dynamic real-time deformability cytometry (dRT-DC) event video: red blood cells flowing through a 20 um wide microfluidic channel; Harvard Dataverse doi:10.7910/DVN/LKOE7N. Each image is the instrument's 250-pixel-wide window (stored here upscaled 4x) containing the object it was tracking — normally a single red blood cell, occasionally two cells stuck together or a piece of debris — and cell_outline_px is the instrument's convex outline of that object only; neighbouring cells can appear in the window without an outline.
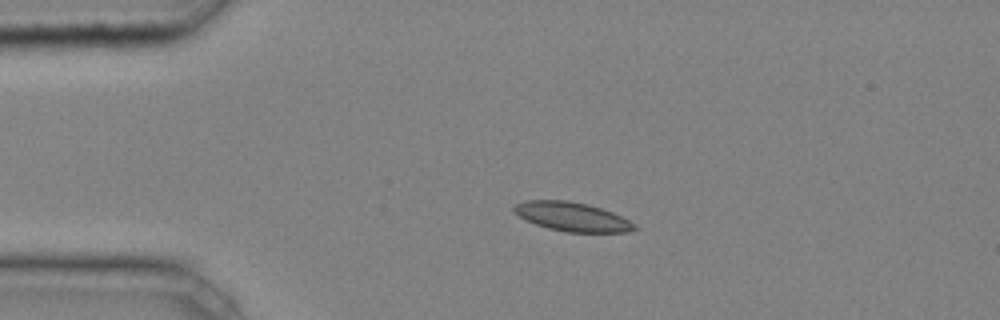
{"species": "common noctule bat (a hibernating species)", "species_latin": "Nyctalus noctula", "temperature_condition": "cold", "stored_images_in_passage": 5, "camera_frame_rate_fps": 3000, "um_per_image_px": 0.085, "animal": {"sex": "male", "body_mass_g": 20.4}, "frame": {"image": 1, "passage_image": 1, "time_ms": 0.0, "image_size_px": [1000, 320], "cell_outline_px": [[640, 228], [628, 232], [568, 232], [548, 228], [536, 224], [512, 212], [512, 208], [516, 204], [524, 200], [568, 200], [588, 204], [612, 212], [636, 224]], "centroid_in_image_um": [48.64, 18.41], "position_along_channel_um": 36.4, "area_um2": 20.35}}